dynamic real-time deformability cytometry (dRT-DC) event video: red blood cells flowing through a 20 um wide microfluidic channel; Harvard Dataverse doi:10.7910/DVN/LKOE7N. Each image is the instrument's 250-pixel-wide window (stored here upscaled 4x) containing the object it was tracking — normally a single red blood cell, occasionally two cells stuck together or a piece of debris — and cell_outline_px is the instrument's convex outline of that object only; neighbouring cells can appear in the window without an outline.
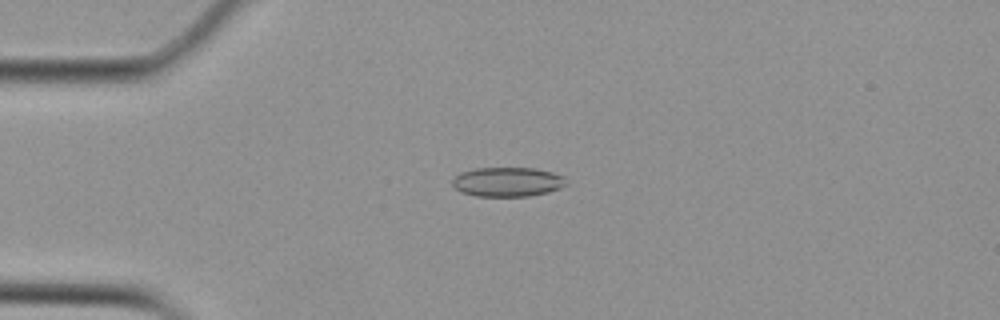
{"species": "Egyptian fruit bat (a non-hibernating species)", "species_latin": "Rousettus aegyptiacus", "temperature_condition": "cold", "stored_images_in_passage": 52, "camera_frame_rate_fps": 3000, "um_per_image_px": 0.085, "animal": {"sex": "female"}, "frame": {"image": 1, "passage_image": 11, "time_ms": 3.333, "image_size_px": [1000, 320], "cell_outline_px": [[568, 184], [560, 188], [548, 192], [528, 196], [476, 196], [460, 192], [452, 184], [452, 180], [460, 172], [476, 168], [536, 168], [552, 172], [564, 176]], "centroid_in_image_um": [43.15, 15.46], "position_along_channel_um": 41.8, "area_um2": 19.59}}
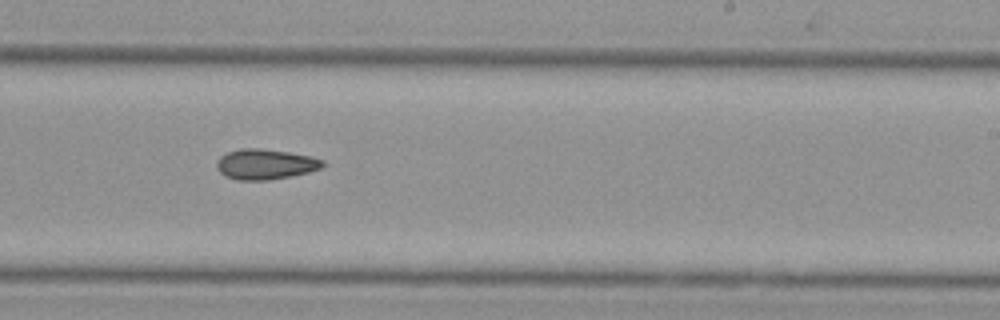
{"frame": {"image": 2, "passage_image": 31, "time_ms": 10.0, "image_size_px": [1000, 320], "cell_outline_px": [[324, 168], [292, 176], [268, 180], [236, 180], [224, 176], [216, 168], [216, 160], [220, 156], [228, 152], [240, 148], [260, 148], [288, 152], [308, 156], [324, 160]], "centroid_in_image_um": [22.53, 13.96], "position_along_channel_um": 266.5, "area_um2": 18.9}}
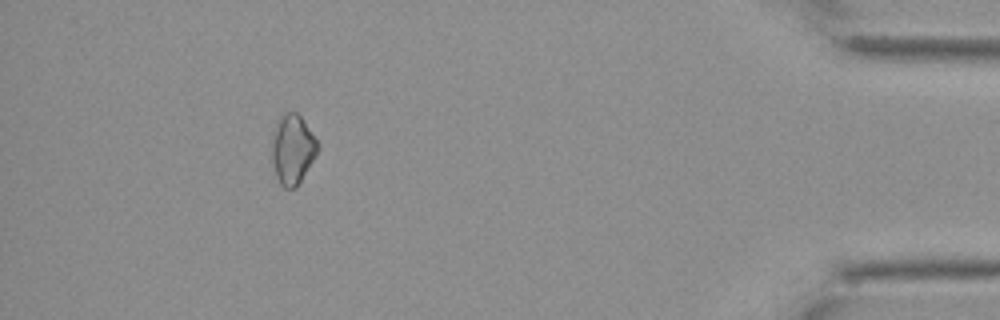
{"frame": {"image": 3, "passage_image": 47, "time_ms": 15.333, "image_size_px": [1000, 320], "cell_outline_px": [[320, 148], [296, 188], [284, 188], [280, 184], [276, 176], [272, 164], [272, 132], [280, 116], [284, 112], [296, 112], [300, 116], [320, 144]], "centroid_in_image_um": [24.86, 12.69], "position_along_channel_um": 410.3, "area_um2": 18.67}}